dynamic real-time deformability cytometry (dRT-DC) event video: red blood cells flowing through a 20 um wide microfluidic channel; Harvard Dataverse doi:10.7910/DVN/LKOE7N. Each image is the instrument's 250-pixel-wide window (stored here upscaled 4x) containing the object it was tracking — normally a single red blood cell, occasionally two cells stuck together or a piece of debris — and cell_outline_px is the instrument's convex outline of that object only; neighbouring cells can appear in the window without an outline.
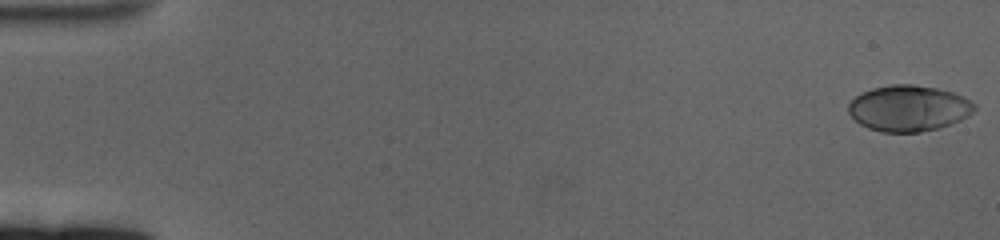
{"species": "human", "species_latin": "Homo sapiens", "temperature_condition": "cold", "stored_images_in_passage": 61, "camera_frame_rate_fps": 3000, "um_per_image_px": 0.085, "donor": {"sex": "female"}, "frame": {"image": 1, "passage_image": 1, "time_ms": 0.0, "image_size_px": [1000, 240], "cell_outline_px": [[976, 108], [968, 116], [960, 120], [940, 128], [920, 132], [880, 132], [868, 128], [860, 124], [848, 112], [848, 104], [856, 96], [872, 88], [892, 84], [912, 84], [936, 88], [952, 92], [964, 96], [972, 100], [976, 104]], "centroid_in_image_um": [77.26, 9.2], "position_along_channel_um": 7.7, "area_um2": 33.87}}
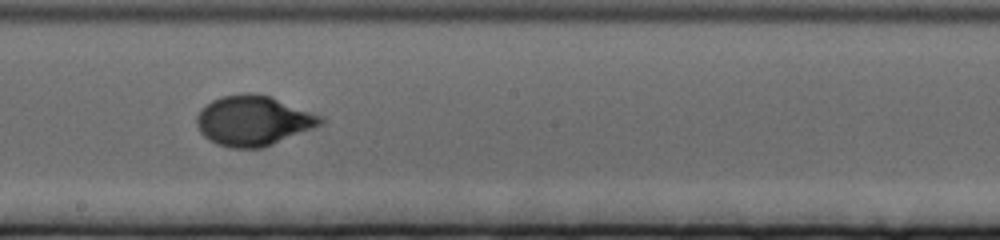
{"frame": {"image": 2, "passage_image": 35, "time_ms": 11.333, "image_size_px": [1000, 240], "cell_outline_px": [[324, 124], [264, 148], [232, 148], [216, 144], [208, 140], [200, 132], [196, 124], [196, 116], [200, 108], [212, 100], [224, 96], [272, 96], [324, 116]], "centroid_in_image_um": [21.56, 10.3], "position_along_channel_um": 226.6, "area_um2": 35.95}}
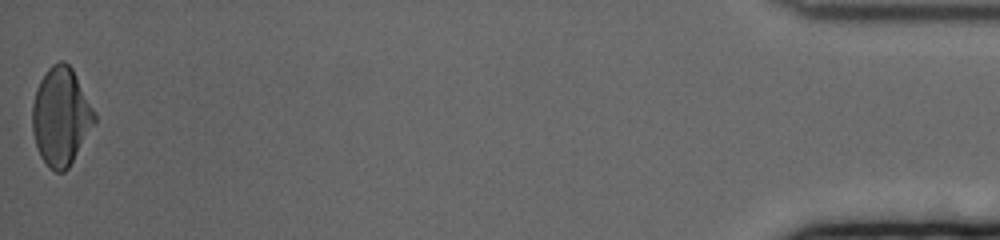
{"frame": {"image": 3, "passage_image": 61, "time_ms": 20.0, "image_size_px": [1000, 240], "cell_outline_px": [[96, 120], [68, 168], [64, 172], [56, 172], [48, 168], [40, 156], [32, 132], [32, 104], [36, 88], [40, 80], [48, 68], [52, 64], [60, 60], [64, 60], [72, 68], [96, 112]], "centroid_in_image_um": [5.16, 9.89], "position_along_channel_um": 430.0, "area_um2": 35.49}, "authors_computed_cell_mechanics": {"area_um2": 34.1598, "velocity_mm_per_s": 3.3554, "shape_relaxation_time_tau1_ms": 3.5814, "shape_relaxation_time_tau2_ms": null, "deformation_change_tau1": 0.1721, "deformation_change_tau2": null}}